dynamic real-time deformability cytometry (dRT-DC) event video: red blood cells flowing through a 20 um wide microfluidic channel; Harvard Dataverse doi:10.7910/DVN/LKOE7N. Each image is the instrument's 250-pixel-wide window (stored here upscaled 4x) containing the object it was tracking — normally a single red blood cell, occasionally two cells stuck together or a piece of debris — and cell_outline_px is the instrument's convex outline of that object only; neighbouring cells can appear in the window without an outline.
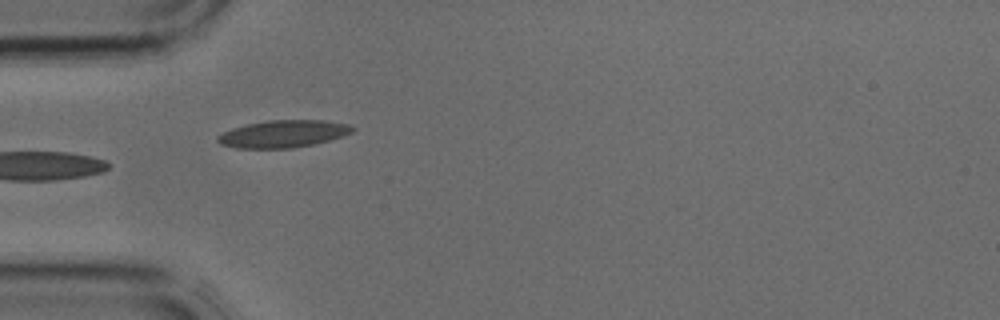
{"species": "common noctule bat (a hibernating species)", "species_latin": "Nyctalus noctula", "temperature_condition": "cold", "stored_images_in_passage": 5, "camera_frame_rate_fps": 3000, "um_per_image_px": 0.085, "animal": {"sex": "male", "body_mass_g": 17.9, "forearm_length_mm": 54.2}, "frame": {"image": 1, "passage_image": 4, "time_ms": 1.0, "image_size_px": [1000, 320], "cell_outline_px": [[356, 128], [352, 132], [344, 136], [312, 144], [292, 148], [236, 148], [220, 144], [216, 140], [216, 136], [232, 128], [248, 124], [268, 120], [324, 120], [348, 124]], "centroid_in_image_um": [24.07, 11.37], "position_along_channel_um": 60.9, "area_um2": 21.39}}